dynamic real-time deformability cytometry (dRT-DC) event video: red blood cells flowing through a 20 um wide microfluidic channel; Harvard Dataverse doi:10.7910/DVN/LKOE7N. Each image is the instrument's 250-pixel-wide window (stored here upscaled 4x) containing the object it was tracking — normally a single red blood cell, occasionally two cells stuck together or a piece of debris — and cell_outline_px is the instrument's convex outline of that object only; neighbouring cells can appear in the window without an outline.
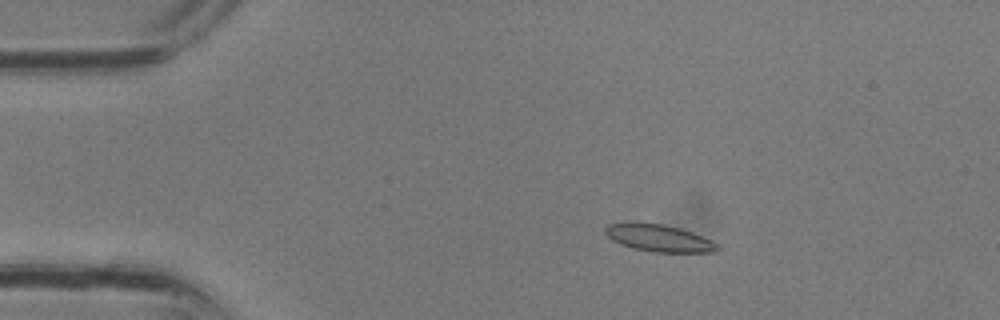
{"species": "common noctule bat (a hibernating species)", "species_latin": "Nyctalus noctula", "temperature_condition": "room temperature", "stored_images_in_passage": 29, "camera_frame_rate_fps": 3000, "um_per_image_px": 0.085, "animal": {"sex": "male", "body_mass_g": 13.3}, "frame": {"image": 1, "passage_image": 3, "time_ms": 0.667, "image_size_px": [1000, 320], "cell_outline_px": [[720, 248], [716, 252], [652, 252], [632, 248], [620, 244], [612, 240], [604, 232], [604, 228], [608, 224], [632, 220], [664, 224], [680, 228], [692, 232], [712, 240]], "centroid_in_image_um": [55.95, 20.2], "position_along_channel_um": 29.1, "area_um2": 18.21}}
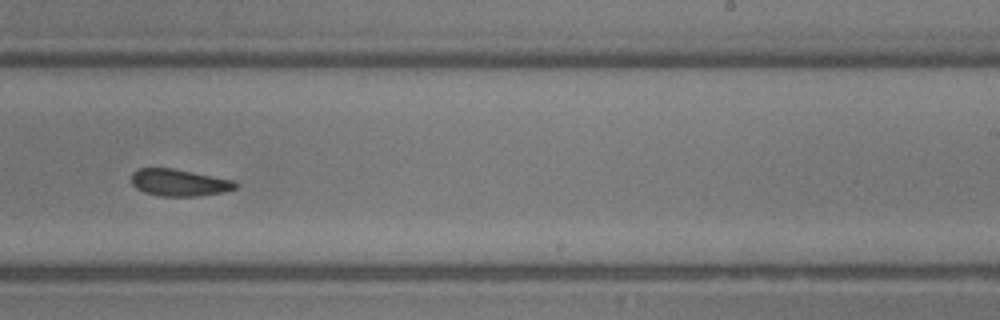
{"frame": {"image": 2, "passage_image": 17, "time_ms": 5.333, "image_size_px": [1000, 320], "cell_outline_px": [[236, 188], [224, 192], [200, 196], [160, 196], [144, 192], [136, 188], [132, 184], [132, 172], [140, 168], [172, 168], [236, 180]], "centroid_in_image_um": [15.24, 15.52], "position_along_channel_um": 273.8, "area_um2": 16.42}}
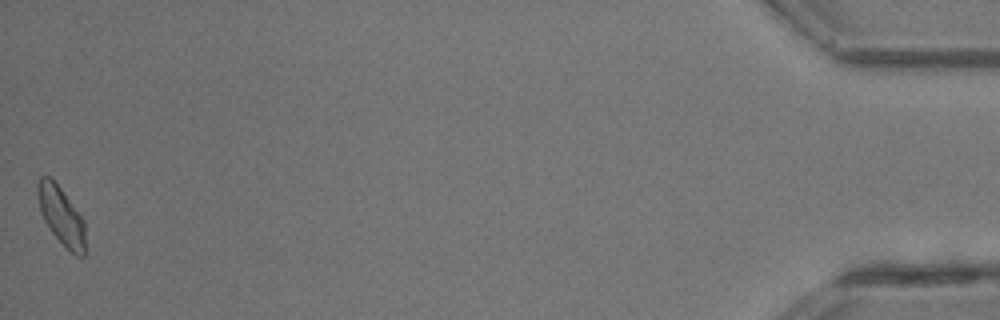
{"frame": {"image": 3, "passage_image": 29, "time_ms": 9.333, "image_size_px": [1000, 320], "cell_outline_px": [[84, 256], [76, 256], [52, 232], [44, 220], [40, 208], [36, 188], [36, 184], [40, 176], [48, 176], [60, 188], [84, 220]], "centroid_in_image_um": [5.19, 18.31], "position_along_channel_um": 430.0, "area_um2": 15.55}}